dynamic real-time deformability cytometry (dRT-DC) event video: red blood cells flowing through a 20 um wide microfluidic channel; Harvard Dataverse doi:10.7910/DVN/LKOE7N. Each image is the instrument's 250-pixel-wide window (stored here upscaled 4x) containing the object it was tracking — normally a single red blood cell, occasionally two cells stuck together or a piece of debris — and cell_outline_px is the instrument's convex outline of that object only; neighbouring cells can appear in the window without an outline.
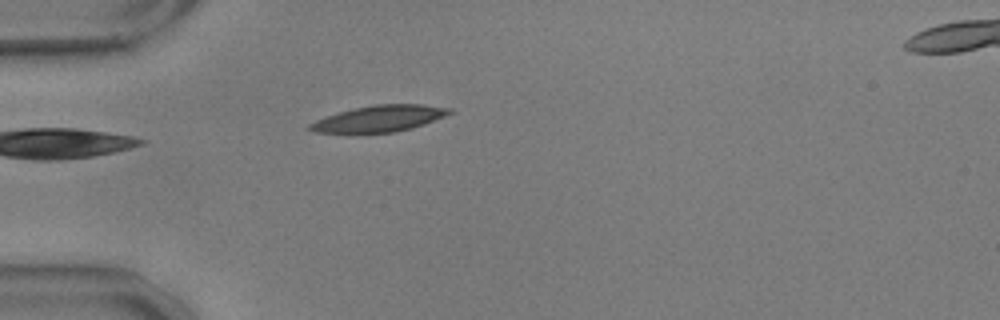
{"species": "common noctule bat (a hibernating species)", "species_latin": "Nyctalus noctula", "temperature_condition": "warm", "stored_images_in_passage": 41, "camera_frame_rate_fps": 3000, "um_per_image_px": 0.085, "animal": {"sex": "male", "body_mass_g": 17.9, "forearm_length_mm": 54.2}, "frame": {"image": 1, "passage_image": 1, "time_ms": 0.0, "image_size_px": [1000, 320], "cell_outline_px": [[456, 112], [424, 124], [412, 128], [392, 132], [316, 132], [304, 128], [308, 124], [316, 120], [340, 112], [356, 108], [376, 104], [424, 104], [452, 108]], "centroid_in_image_um": [32.31, 10.06], "position_along_channel_um": 52.7, "area_um2": 21.21}}
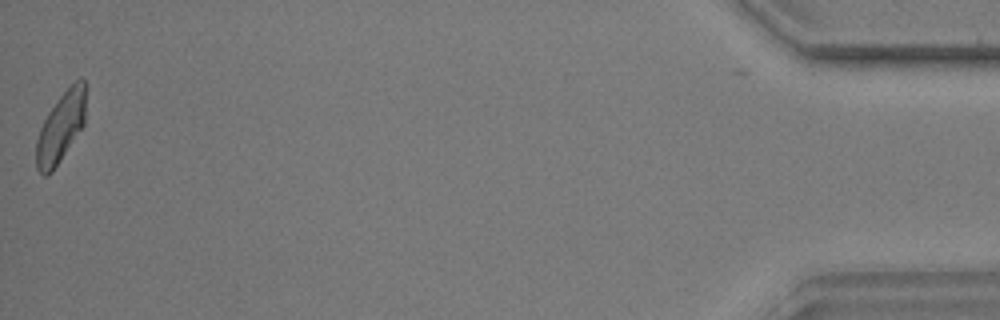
{"frame": {"image": 2, "passage_image": 41, "time_ms": 13.333, "image_size_px": [1000, 320], "cell_outline_px": [[88, 84], [84, 124], [52, 172], [48, 176], [44, 176], [36, 168], [36, 140], [40, 128], [48, 112], [60, 96], [76, 80], [84, 80]], "centroid_in_image_um": [5.19, 10.79], "position_along_channel_um": 430.0, "area_um2": 20.29}, "authors_computed_cell_mechanics": {"area_um2": 20.4034, "velocity_mm_per_s": 3.5743, "shape_relaxation_time_tau1_ms": 7.7121, "shape_relaxation_time_tau2_ms": 1.3751, "deformation_change_tau1": 0.2203, "deformation_change_tau2": 0.0807}}